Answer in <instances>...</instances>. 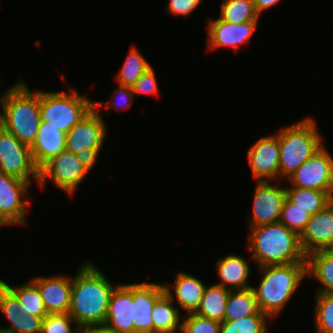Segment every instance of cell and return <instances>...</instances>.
Segmentation results:
<instances>
[{
  "label": "cell",
  "mask_w": 333,
  "mask_h": 333,
  "mask_svg": "<svg viewBox=\"0 0 333 333\" xmlns=\"http://www.w3.org/2000/svg\"><path fill=\"white\" fill-rule=\"evenodd\" d=\"M0 311L8 319L10 326L0 327V331L18 333V322L23 318L21 305L17 298L0 282Z\"/></svg>",
  "instance_id": "4dcf8cb0"
},
{
  "label": "cell",
  "mask_w": 333,
  "mask_h": 333,
  "mask_svg": "<svg viewBox=\"0 0 333 333\" xmlns=\"http://www.w3.org/2000/svg\"><path fill=\"white\" fill-rule=\"evenodd\" d=\"M258 20L246 21L241 24H232L220 17L208 22V48L230 47L238 51L239 47L251 38L257 29Z\"/></svg>",
  "instance_id": "2e32d148"
},
{
  "label": "cell",
  "mask_w": 333,
  "mask_h": 333,
  "mask_svg": "<svg viewBox=\"0 0 333 333\" xmlns=\"http://www.w3.org/2000/svg\"><path fill=\"white\" fill-rule=\"evenodd\" d=\"M299 241L306 256L315 251L333 249V201L323 210L311 215L299 235Z\"/></svg>",
  "instance_id": "9a60e30c"
},
{
  "label": "cell",
  "mask_w": 333,
  "mask_h": 333,
  "mask_svg": "<svg viewBox=\"0 0 333 333\" xmlns=\"http://www.w3.org/2000/svg\"><path fill=\"white\" fill-rule=\"evenodd\" d=\"M101 101L94 102V108L66 134V151L76 154L83 148L102 149L107 127L99 113Z\"/></svg>",
  "instance_id": "8fae6325"
},
{
  "label": "cell",
  "mask_w": 333,
  "mask_h": 333,
  "mask_svg": "<svg viewBox=\"0 0 333 333\" xmlns=\"http://www.w3.org/2000/svg\"><path fill=\"white\" fill-rule=\"evenodd\" d=\"M269 317L259 311L255 315L246 316L234 321H222L220 333H267Z\"/></svg>",
  "instance_id": "f546056e"
},
{
  "label": "cell",
  "mask_w": 333,
  "mask_h": 333,
  "mask_svg": "<svg viewBox=\"0 0 333 333\" xmlns=\"http://www.w3.org/2000/svg\"><path fill=\"white\" fill-rule=\"evenodd\" d=\"M182 320L183 333H220L221 322L200 316L194 312L187 313Z\"/></svg>",
  "instance_id": "e575fe53"
},
{
  "label": "cell",
  "mask_w": 333,
  "mask_h": 333,
  "mask_svg": "<svg viewBox=\"0 0 333 333\" xmlns=\"http://www.w3.org/2000/svg\"><path fill=\"white\" fill-rule=\"evenodd\" d=\"M78 333H117L107 324H91L79 327Z\"/></svg>",
  "instance_id": "60d3db41"
},
{
  "label": "cell",
  "mask_w": 333,
  "mask_h": 333,
  "mask_svg": "<svg viewBox=\"0 0 333 333\" xmlns=\"http://www.w3.org/2000/svg\"><path fill=\"white\" fill-rule=\"evenodd\" d=\"M1 127L31 146L40 127L39 90L32 92L19 81L1 97Z\"/></svg>",
  "instance_id": "277c9868"
},
{
  "label": "cell",
  "mask_w": 333,
  "mask_h": 333,
  "mask_svg": "<svg viewBox=\"0 0 333 333\" xmlns=\"http://www.w3.org/2000/svg\"><path fill=\"white\" fill-rule=\"evenodd\" d=\"M202 2V0H169L167 11L173 16H189Z\"/></svg>",
  "instance_id": "74e56055"
},
{
  "label": "cell",
  "mask_w": 333,
  "mask_h": 333,
  "mask_svg": "<svg viewBox=\"0 0 333 333\" xmlns=\"http://www.w3.org/2000/svg\"><path fill=\"white\" fill-rule=\"evenodd\" d=\"M248 235L247 245L257 267L306 262L299 235L282 223L252 227Z\"/></svg>",
  "instance_id": "3957f363"
},
{
  "label": "cell",
  "mask_w": 333,
  "mask_h": 333,
  "mask_svg": "<svg viewBox=\"0 0 333 333\" xmlns=\"http://www.w3.org/2000/svg\"><path fill=\"white\" fill-rule=\"evenodd\" d=\"M314 324L317 333H333V294L316 293Z\"/></svg>",
  "instance_id": "1f68e13d"
},
{
  "label": "cell",
  "mask_w": 333,
  "mask_h": 333,
  "mask_svg": "<svg viewBox=\"0 0 333 333\" xmlns=\"http://www.w3.org/2000/svg\"><path fill=\"white\" fill-rule=\"evenodd\" d=\"M42 319L31 314L20 319L18 322V333H41Z\"/></svg>",
  "instance_id": "f35d334b"
},
{
  "label": "cell",
  "mask_w": 333,
  "mask_h": 333,
  "mask_svg": "<svg viewBox=\"0 0 333 333\" xmlns=\"http://www.w3.org/2000/svg\"><path fill=\"white\" fill-rule=\"evenodd\" d=\"M325 144L288 179L291 187L328 192L333 197V157Z\"/></svg>",
  "instance_id": "9c48e42d"
},
{
  "label": "cell",
  "mask_w": 333,
  "mask_h": 333,
  "mask_svg": "<svg viewBox=\"0 0 333 333\" xmlns=\"http://www.w3.org/2000/svg\"><path fill=\"white\" fill-rule=\"evenodd\" d=\"M253 1L257 12L261 14L263 10H267L268 8L277 4L278 1L280 0H253Z\"/></svg>",
  "instance_id": "b9f144b4"
},
{
  "label": "cell",
  "mask_w": 333,
  "mask_h": 333,
  "mask_svg": "<svg viewBox=\"0 0 333 333\" xmlns=\"http://www.w3.org/2000/svg\"><path fill=\"white\" fill-rule=\"evenodd\" d=\"M316 125L312 117H305L303 120L279 130L280 177L290 178L324 145Z\"/></svg>",
  "instance_id": "5b68a950"
},
{
  "label": "cell",
  "mask_w": 333,
  "mask_h": 333,
  "mask_svg": "<svg viewBox=\"0 0 333 333\" xmlns=\"http://www.w3.org/2000/svg\"><path fill=\"white\" fill-rule=\"evenodd\" d=\"M133 293L119 284L111 293L105 324L117 333H133Z\"/></svg>",
  "instance_id": "ac0fdd59"
},
{
  "label": "cell",
  "mask_w": 333,
  "mask_h": 333,
  "mask_svg": "<svg viewBox=\"0 0 333 333\" xmlns=\"http://www.w3.org/2000/svg\"><path fill=\"white\" fill-rule=\"evenodd\" d=\"M252 176L257 181H272L279 176L280 147L278 132L261 137L247 151Z\"/></svg>",
  "instance_id": "4fadbf2b"
},
{
  "label": "cell",
  "mask_w": 333,
  "mask_h": 333,
  "mask_svg": "<svg viewBox=\"0 0 333 333\" xmlns=\"http://www.w3.org/2000/svg\"><path fill=\"white\" fill-rule=\"evenodd\" d=\"M0 128H1V112H0Z\"/></svg>",
  "instance_id": "ee69618b"
},
{
  "label": "cell",
  "mask_w": 333,
  "mask_h": 333,
  "mask_svg": "<svg viewBox=\"0 0 333 333\" xmlns=\"http://www.w3.org/2000/svg\"><path fill=\"white\" fill-rule=\"evenodd\" d=\"M285 188L286 197L311 215L323 210L333 201V197L325 191L290 186Z\"/></svg>",
  "instance_id": "4316f807"
},
{
  "label": "cell",
  "mask_w": 333,
  "mask_h": 333,
  "mask_svg": "<svg viewBox=\"0 0 333 333\" xmlns=\"http://www.w3.org/2000/svg\"><path fill=\"white\" fill-rule=\"evenodd\" d=\"M30 185L31 182L0 171V227L26 223Z\"/></svg>",
  "instance_id": "ba28073f"
},
{
  "label": "cell",
  "mask_w": 333,
  "mask_h": 333,
  "mask_svg": "<svg viewBox=\"0 0 333 333\" xmlns=\"http://www.w3.org/2000/svg\"><path fill=\"white\" fill-rule=\"evenodd\" d=\"M0 171L39 184L40 169L35 165L29 145L19 141L13 134L0 128Z\"/></svg>",
  "instance_id": "52a82bcc"
},
{
  "label": "cell",
  "mask_w": 333,
  "mask_h": 333,
  "mask_svg": "<svg viewBox=\"0 0 333 333\" xmlns=\"http://www.w3.org/2000/svg\"><path fill=\"white\" fill-rule=\"evenodd\" d=\"M261 280L252 286L259 310L270 319L284 309L307 276L306 262L267 265L258 268Z\"/></svg>",
  "instance_id": "7a4b0ae2"
},
{
  "label": "cell",
  "mask_w": 333,
  "mask_h": 333,
  "mask_svg": "<svg viewBox=\"0 0 333 333\" xmlns=\"http://www.w3.org/2000/svg\"><path fill=\"white\" fill-rule=\"evenodd\" d=\"M229 292V289L217 284L206 286L200 305L194 313L219 322L224 321Z\"/></svg>",
  "instance_id": "484cf974"
},
{
  "label": "cell",
  "mask_w": 333,
  "mask_h": 333,
  "mask_svg": "<svg viewBox=\"0 0 333 333\" xmlns=\"http://www.w3.org/2000/svg\"><path fill=\"white\" fill-rule=\"evenodd\" d=\"M112 93L114 94L113 98L115 97V98L119 99V97H120V99L115 100V98L114 99L109 98L108 102L105 105L107 110L111 107H113L116 110H118V109H126L127 110V108L131 107L133 100L136 99L131 86H125V85H120L119 84V88L117 90L113 91ZM116 94H119L120 96H117ZM108 103H109V105H108Z\"/></svg>",
  "instance_id": "8d00e7d4"
},
{
  "label": "cell",
  "mask_w": 333,
  "mask_h": 333,
  "mask_svg": "<svg viewBox=\"0 0 333 333\" xmlns=\"http://www.w3.org/2000/svg\"><path fill=\"white\" fill-rule=\"evenodd\" d=\"M310 218L311 214L298 207V205L286 197L278 222L300 235Z\"/></svg>",
  "instance_id": "d6a6232c"
},
{
  "label": "cell",
  "mask_w": 333,
  "mask_h": 333,
  "mask_svg": "<svg viewBox=\"0 0 333 333\" xmlns=\"http://www.w3.org/2000/svg\"><path fill=\"white\" fill-rule=\"evenodd\" d=\"M151 67L148 60L133 46L116 76L118 84L132 87L139 77Z\"/></svg>",
  "instance_id": "f1b7e54d"
},
{
  "label": "cell",
  "mask_w": 333,
  "mask_h": 333,
  "mask_svg": "<svg viewBox=\"0 0 333 333\" xmlns=\"http://www.w3.org/2000/svg\"><path fill=\"white\" fill-rule=\"evenodd\" d=\"M47 314L68 313L71 306L72 278L62 275L35 277Z\"/></svg>",
  "instance_id": "e0dca14e"
},
{
  "label": "cell",
  "mask_w": 333,
  "mask_h": 333,
  "mask_svg": "<svg viewBox=\"0 0 333 333\" xmlns=\"http://www.w3.org/2000/svg\"><path fill=\"white\" fill-rule=\"evenodd\" d=\"M115 286L91 262L82 264L72 278L68 314L78 327L105 323L109 299Z\"/></svg>",
  "instance_id": "6da1fadb"
},
{
  "label": "cell",
  "mask_w": 333,
  "mask_h": 333,
  "mask_svg": "<svg viewBox=\"0 0 333 333\" xmlns=\"http://www.w3.org/2000/svg\"><path fill=\"white\" fill-rule=\"evenodd\" d=\"M165 292L152 309L153 333H174L182 329L180 309Z\"/></svg>",
  "instance_id": "603a6c76"
},
{
  "label": "cell",
  "mask_w": 333,
  "mask_h": 333,
  "mask_svg": "<svg viewBox=\"0 0 333 333\" xmlns=\"http://www.w3.org/2000/svg\"><path fill=\"white\" fill-rule=\"evenodd\" d=\"M88 173L90 171L79 162L76 155L65 150L40 169L39 185L44 187L49 179L56 187L72 195Z\"/></svg>",
  "instance_id": "30bf717a"
},
{
  "label": "cell",
  "mask_w": 333,
  "mask_h": 333,
  "mask_svg": "<svg viewBox=\"0 0 333 333\" xmlns=\"http://www.w3.org/2000/svg\"><path fill=\"white\" fill-rule=\"evenodd\" d=\"M307 276L321 285L316 293L333 294V249L319 250L306 256Z\"/></svg>",
  "instance_id": "7402d4cb"
},
{
  "label": "cell",
  "mask_w": 333,
  "mask_h": 333,
  "mask_svg": "<svg viewBox=\"0 0 333 333\" xmlns=\"http://www.w3.org/2000/svg\"><path fill=\"white\" fill-rule=\"evenodd\" d=\"M250 228L277 223L286 199L285 186H273L269 181H257L253 196Z\"/></svg>",
  "instance_id": "7c38bea8"
},
{
  "label": "cell",
  "mask_w": 333,
  "mask_h": 333,
  "mask_svg": "<svg viewBox=\"0 0 333 333\" xmlns=\"http://www.w3.org/2000/svg\"><path fill=\"white\" fill-rule=\"evenodd\" d=\"M30 148L35 165L41 169L53 157L66 150V133L47 122H41Z\"/></svg>",
  "instance_id": "d6986e66"
},
{
  "label": "cell",
  "mask_w": 333,
  "mask_h": 333,
  "mask_svg": "<svg viewBox=\"0 0 333 333\" xmlns=\"http://www.w3.org/2000/svg\"><path fill=\"white\" fill-rule=\"evenodd\" d=\"M75 324V328L71 324ZM79 327L68 313L48 314L41 323V333H78Z\"/></svg>",
  "instance_id": "836d02e7"
},
{
  "label": "cell",
  "mask_w": 333,
  "mask_h": 333,
  "mask_svg": "<svg viewBox=\"0 0 333 333\" xmlns=\"http://www.w3.org/2000/svg\"><path fill=\"white\" fill-rule=\"evenodd\" d=\"M175 277L173 288L168 287L167 281H164L165 292L173 302L177 300L178 308L184 309L187 313L195 312L200 305L206 285L186 272L181 271ZM174 292L175 294H172Z\"/></svg>",
  "instance_id": "ffe728a7"
},
{
  "label": "cell",
  "mask_w": 333,
  "mask_h": 333,
  "mask_svg": "<svg viewBox=\"0 0 333 333\" xmlns=\"http://www.w3.org/2000/svg\"><path fill=\"white\" fill-rule=\"evenodd\" d=\"M0 282L17 298L25 316L31 314L43 320L48 315L40 290L32 280L16 287L10 286L2 279H0Z\"/></svg>",
  "instance_id": "d4e9b609"
},
{
  "label": "cell",
  "mask_w": 333,
  "mask_h": 333,
  "mask_svg": "<svg viewBox=\"0 0 333 333\" xmlns=\"http://www.w3.org/2000/svg\"><path fill=\"white\" fill-rule=\"evenodd\" d=\"M254 290H230L224 313V321L243 319L246 316L255 315L259 312Z\"/></svg>",
  "instance_id": "cb8c5ba5"
},
{
  "label": "cell",
  "mask_w": 333,
  "mask_h": 333,
  "mask_svg": "<svg viewBox=\"0 0 333 333\" xmlns=\"http://www.w3.org/2000/svg\"><path fill=\"white\" fill-rule=\"evenodd\" d=\"M39 106L41 122H47L67 134L94 108V102L85 95H79L74 88L70 89V93L64 90L61 92L39 90Z\"/></svg>",
  "instance_id": "8992f818"
},
{
  "label": "cell",
  "mask_w": 333,
  "mask_h": 333,
  "mask_svg": "<svg viewBox=\"0 0 333 333\" xmlns=\"http://www.w3.org/2000/svg\"><path fill=\"white\" fill-rule=\"evenodd\" d=\"M125 285L133 293V333H153L152 309L165 293L164 284L143 282Z\"/></svg>",
  "instance_id": "5bb4252c"
},
{
  "label": "cell",
  "mask_w": 333,
  "mask_h": 333,
  "mask_svg": "<svg viewBox=\"0 0 333 333\" xmlns=\"http://www.w3.org/2000/svg\"><path fill=\"white\" fill-rule=\"evenodd\" d=\"M218 276L221 282L216 283L229 290H244L252 286L247 284L250 267L245 258L239 255H227L216 262Z\"/></svg>",
  "instance_id": "44dd1931"
},
{
  "label": "cell",
  "mask_w": 333,
  "mask_h": 333,
  "mask_svg": "<svg viewBox=\"0 0 333 333\" xmlns=\"http://www.w3.org/2000/svg\"><path fill=\"white\" fill-rule=\"evenodd\" d=\"M174 333H183V331H182V330H179V332L177 331V332H174Z\"/></svg>",
  "instance_id": "7bdbcfd3"
},
{
  "label": "cell",
  "mask_w": 333,
  "mask_h": 333,
  "mask_svg": "<svg viewBox=\"0 0 333 333\" xmlns=\"http://www.w3.org/2000/svg\"><path fill=\"white\" fill-rule=\"evenodd\" d=\"M132 90L137 98L138 94L158 95V84L153 66L143 73L139 79L133 84Z\"/></svg>",
  "instance_id": "d590c367"
},
{
  "label": "cell",
  "mask_w": 333,
  "mask_h": 333,
  "mask_svg": "<svg viewBox=\"0 0 333 333\" xmlns=\"http://www.w3.org/2000/svg\"><path fill=\"white\" fill-rule=\"evenodd\" d=\"M101 149H91L83 148L82 151L77 152L75 155L79 162L90 171L93 165L96 164L97 158L99 157V152Z\"/></svg>",
  "instance_id": "ab89813d"
},
{
  "label": "cell",
  "mask_w": 333,
  "mask_h": 333,
  "mask_svg": "<svg viewBox=\"0 0 333 333\" xmlns=\"http://www.w3.org/2000/svg\"><path fill=\"white\" fill-rule=\"evenodd\" d=\"M219 17L226 22L238 25L246 21L259 20L260 14L253 0H223Z\"/></svg>",
  "instance_id": "83f0119b"
}]
</instances>
